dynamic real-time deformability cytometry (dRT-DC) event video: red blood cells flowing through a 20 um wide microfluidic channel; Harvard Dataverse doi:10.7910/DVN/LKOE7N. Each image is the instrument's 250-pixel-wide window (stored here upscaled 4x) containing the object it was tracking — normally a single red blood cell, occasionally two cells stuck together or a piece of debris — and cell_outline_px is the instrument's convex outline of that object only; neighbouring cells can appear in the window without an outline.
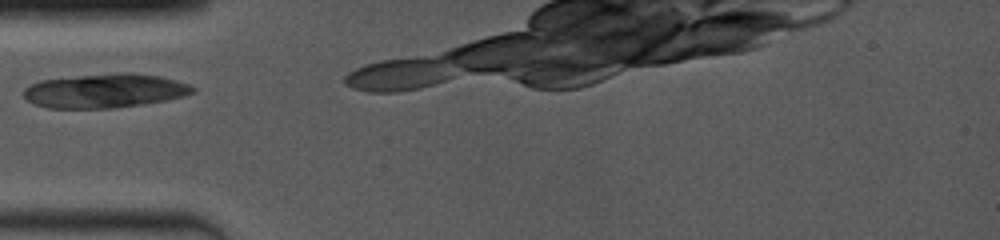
{"species": "common noctule bat (a hibernating species)", "species_latin": "Nyctalus noctula", "temperature_condition": "room temperature", "stored_images_in_passage": 2, "camera_frame_rate_fps": 4000, "um_per_image_px": 0.085, "animal": {"sex": "female", "body_mass_g": 19.0, "forearm_length_mm": 53.3}, "frame": {"image": 1, "passage_image": 1, "time_ms": 0.0, "image_size_px": [1000, 240], "cell_outline_px": [[196, 92], [184, 96], [164, 100], [116, 108], [48, 108], [36, 104], [28, 100], [24, 96], [24, 88], [40, 80], [120, 72], [128, 72], [160, 76], [188, 84], [196, 88]], "centroid_in_image_um": [8.94, 7.71], "position_along_channel_um": 76.1, "area_um2": 33.29}}